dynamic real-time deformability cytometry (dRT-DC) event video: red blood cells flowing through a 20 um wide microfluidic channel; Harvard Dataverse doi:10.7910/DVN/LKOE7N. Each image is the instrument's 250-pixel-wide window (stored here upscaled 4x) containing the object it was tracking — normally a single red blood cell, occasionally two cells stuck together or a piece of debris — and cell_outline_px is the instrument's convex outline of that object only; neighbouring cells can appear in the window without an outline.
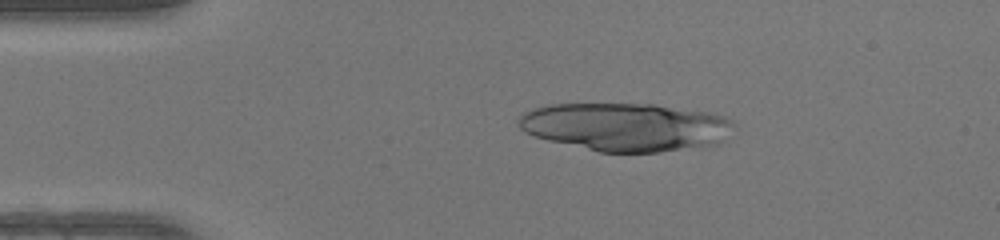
{"species": "human", "species_latin": "Homo sapiens", "temperature_condition": "warm", "stored_images_in_passage": 32, "camera_frame_rate_fps": 3000, "um_per_image_px": 0.085, "donor": {"sex": "female"}, "frame": {"image": 1, "passage_image": 9, "time_ms": 2.667, "image_size_px": [1000, 240], "cell_outline_px": [[736, 124], [724, 140], [720, 144], [708, 148], [660, 152], [600, 152], [548, 140], [524, 132], [520, 128], [520, 116], [524, 112], [532, 108], [548, 104], [656, 104], [712, 112], [728, 116]], "centroid_in_image_um": [53.31, 10.79], "position_along_channel_um": 31.7, "area_um2": 61.44}}